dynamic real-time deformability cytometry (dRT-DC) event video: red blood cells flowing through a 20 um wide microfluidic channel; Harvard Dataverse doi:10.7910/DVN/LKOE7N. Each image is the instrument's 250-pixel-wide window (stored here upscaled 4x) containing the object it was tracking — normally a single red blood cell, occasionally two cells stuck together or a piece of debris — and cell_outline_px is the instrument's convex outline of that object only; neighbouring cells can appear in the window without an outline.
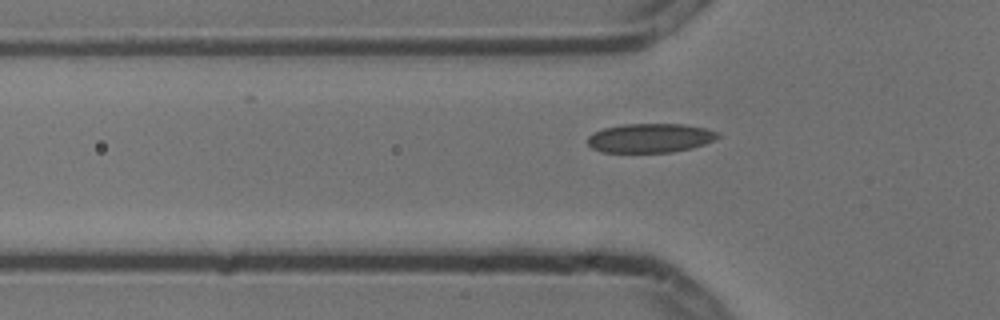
{"species": "common noctule bat (a hibernating species)", "species_latin": "Nyctalus noctula", "temperature_condition": "cold", "stored_images_in_passage": 7, "segment_of_instrument_passage": [2, 2], "camera_frame_rate_fps": 3000, "um_per_image_px": 0.085, "animal": {"sex": "male", "body_mass_g": 13.3}, "frame": {"image": 1, "passage_image": 7, "time_ms": 2.0, "image_size_px": [1000, 320], "cell_outline_px": [[720, 136], [704, 144], [692, 148], [672, 152], [604, 152], [592, 148], [588, 144], [588, 136], [592, 132], [604, 128], [624, 124], [684, 124], [704, 128], [716, 132]], "centroid_in_image_um": [55.23, 11.73], "position_along_channel_um": 70.6, "area_um2": 21.96}}